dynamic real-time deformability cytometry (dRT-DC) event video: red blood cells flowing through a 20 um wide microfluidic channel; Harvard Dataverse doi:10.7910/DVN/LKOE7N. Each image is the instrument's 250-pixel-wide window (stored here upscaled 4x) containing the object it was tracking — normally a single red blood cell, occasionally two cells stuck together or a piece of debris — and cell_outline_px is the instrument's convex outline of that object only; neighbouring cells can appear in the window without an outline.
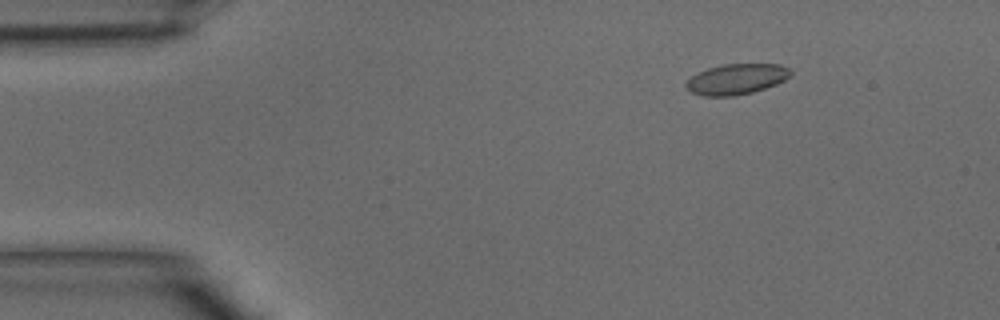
{"species": "common noctule bat (a hibernating species)", "species_latin": "Nyctalus noctula", "temperature_condition": "warm", "stored_images_in_passage": 36, "camera_frame_rate_fps": 3000, "um_per_image_px": 0.085, "animal": {"sex": "male", "body_mass_g": 15.6}, "frame": {"image": 1, "passage_image": 2, "time_ms": 0.333, "image_size_px": [1000, 320], "cell_outline_px": [[792, 72], [784, 80], [776, 84], [752, 92], [736, 96], [704, 96], [692, 92], [684, 84], [692, 76], [708, 68], [724, 64], [780, 64], [792, 68]], "centroid_in_image_um": [62.63, 6.72], "position_along_channel_um": 22.4, "area_um2": 18.5}}
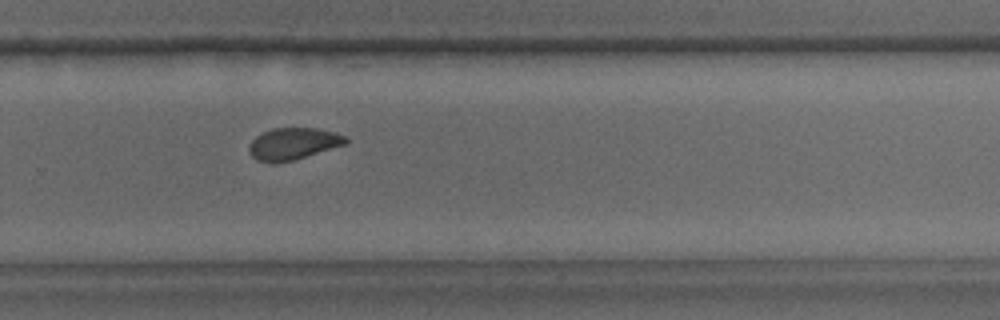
{"frame": {"image": 2, "passage_image": 23, "time_ms": 7.333, "image_size_px": [1000, 320], "cell_outline_px": [[348, 144], [292, 160], [276, 164], [272, 164], [256, 160], [252, 156], [248, 148], [252, 140], [256, 136], [272, 128], [316, 128], [336, 132], [344, 136], [348, 140]], "centroid_in_image_um": [24.92, 12.23], "position_along_channel_um": 304.9, "area_um2": 18.03}}
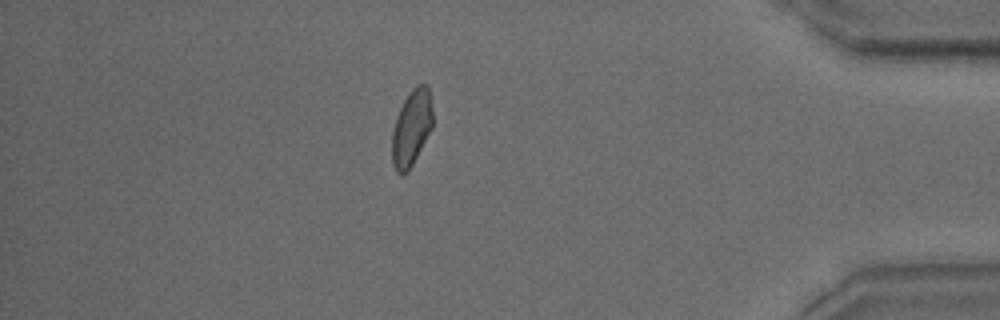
{"frame": {"image": 3, "passage_image": 31, "time_ms": 10.0, "image_size_px": [1000, 320], "cell_outline_px": [[432, 128], [412, 164], [400, 176], [396, 172], [392, 164], [392, 132], [396, 116], [404, 100], [412, 88], [416, 84], [428, 84], [432, 108]], "centroid_in_image_um": [34.97, 10.84], "position_along_channel_um": 400.2, "area_um2": 17.92}}